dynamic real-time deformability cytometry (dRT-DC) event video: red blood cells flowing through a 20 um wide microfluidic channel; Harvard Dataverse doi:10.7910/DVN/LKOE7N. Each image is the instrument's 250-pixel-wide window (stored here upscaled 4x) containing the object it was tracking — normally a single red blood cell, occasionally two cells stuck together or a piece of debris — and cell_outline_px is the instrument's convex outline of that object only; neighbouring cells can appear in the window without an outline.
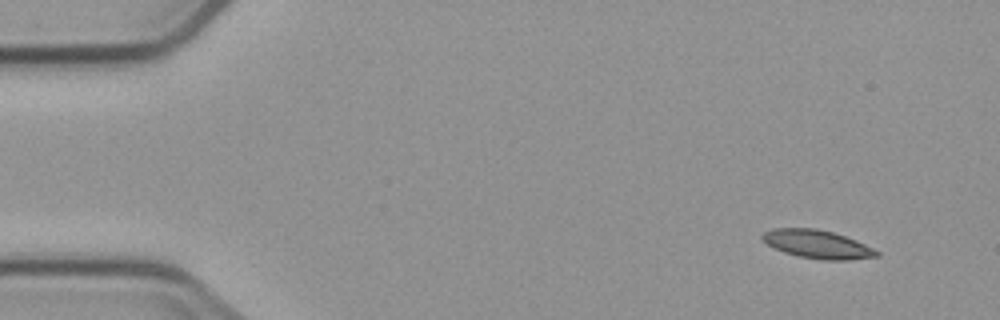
{"species": "common noctule bat (a hibernating species)", "species_latin": "Nyctalus noctula", "temperature_condition": "cold", "stored_images_in_passage": 6, "camera_frame_rate_fps": 3000, "um_per_image_px": 0.085, "animal": {"sex": "male", "body_mass_g": 23.1, "forearm_length_mm": 52.7}, "frame": {"image": 1, "passage_image": 1, "time_ms": 0.0, "image_size_px": [1000, 320], "cell_outline_px": [[880, 256], [848, 260], [824, 260], [800, 256], [784, 252], [768, 244], [760, 236], [764, 232], [772, 228], [816, 228], [832, 232], [856, 240], [880, 252]], "centroid_in_image_um": [69.49, 20.75], "position_along_channel_um": 15.5, "area_um2": 18.67}}
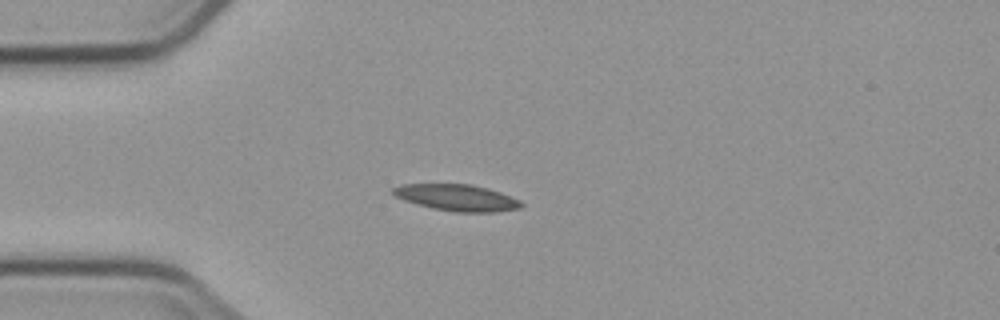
{"frame": {"image": 2, "passage_image": 4, "time_ms": 3.333, "image_size_px": [1000, 320], "cell_outline_px": [[524, 204], [520, 208], [496, 212], [456, 212], [432, 208], [416, 204], [404, 200], [396, 196], [392, 192], [392, 188], [400, 184], [472, 184], [488, 188], [500, 192], [520, 200]], "centroid_in_image_um": [38.84, 16.8], "position_along_channel_um": 46.2, "area_um2": 19.83}}
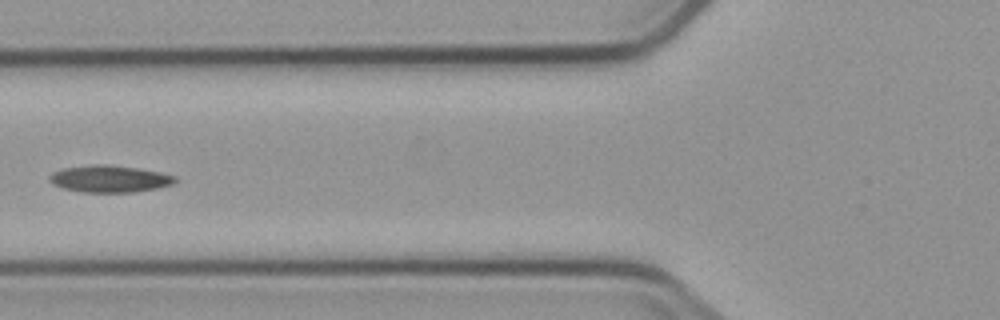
{"frame": {"image": 3, "passage_image": 6, "time_ms": 5.667, "image_size_px": [1000, 320], "cell_outline_px": [[176, 180], [172, 184], [156, 188], [136, 192], [84, 192], [64, 188], [52, 184], [48, 180], [48, 176], [52, 172], [64, 168], [96, 164], [104, 164], [136, 168], [160, 172], [176, 176]], "centroid_in_image_um": [9.29, 15.2], "position_along_channel_um": 116.5, "area_um2": 19.59}}